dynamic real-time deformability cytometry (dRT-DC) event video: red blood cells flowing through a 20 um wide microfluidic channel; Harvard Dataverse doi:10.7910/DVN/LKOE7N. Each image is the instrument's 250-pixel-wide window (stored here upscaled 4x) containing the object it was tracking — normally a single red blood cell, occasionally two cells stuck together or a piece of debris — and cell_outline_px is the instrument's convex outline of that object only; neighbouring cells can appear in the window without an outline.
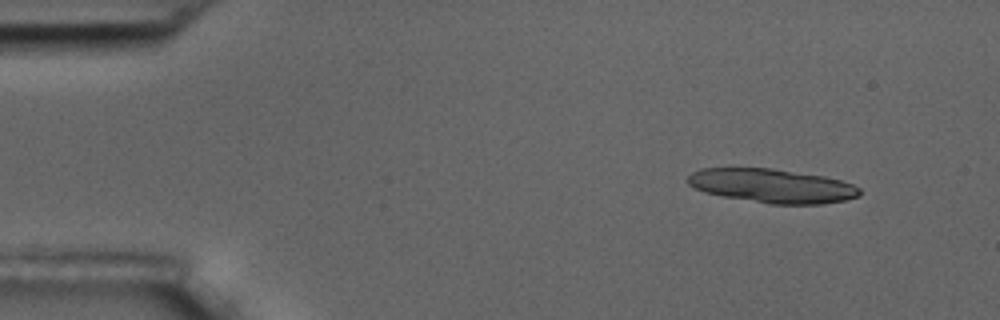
{"species": "common noctule bat (a hibernating species)", "species_latin": "Nyctalus noctula", "temperature_condition": "room temperature", "stored_images_in_passage": 5, "camera_frame_rate_fps": 3000, "um_per_image_px": 0.085, "animal": {"sex": "male", "body_mass_g": 17.5, "forearm_length_mm": 52.3}, "frame": {"image": 1, "passage_image": 2, "time_ms": 1.333, "image_size_px": [1000, 320], "cell_outline_px": [[860, 196], [844, 200], [824, 204], [772, 204], [724, 196], [704, 192], [688, 184], [688, 176], [692, 172], [700, 168], [772, 168], [824, 176], [840, 180], [852, 184], [860, 188]], "centroid_in_image_um": [65.64, 15.79], "position_along_channel_um": 19.4, "area_um2": 33.87}}